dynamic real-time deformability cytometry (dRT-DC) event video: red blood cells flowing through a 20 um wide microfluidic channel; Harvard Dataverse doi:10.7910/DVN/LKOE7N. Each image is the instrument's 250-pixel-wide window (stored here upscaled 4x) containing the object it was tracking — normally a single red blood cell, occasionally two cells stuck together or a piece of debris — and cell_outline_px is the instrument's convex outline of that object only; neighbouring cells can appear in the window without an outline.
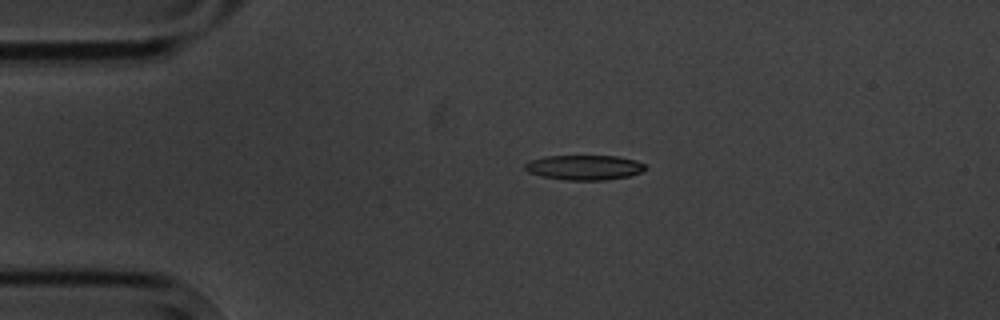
{"species": "common noctule bat (a hibernating species)", "species_latin": "Nyctalus noctula", "temperature_condition": "cold", "stored_images_in_passage": 2, "camera_frame_rate_fps": 3000, "um_per_image_px": 0.085, "animal": {"sex": "male", "body_mass_g": 20.1, "forearm_length_mm": 53.5}, "frame": {"image": 1, "passage_image": 1, "time_ms": 0.0, "image_size_px": [1000, 320], "cell_outline_px": [[648, 168], [640, 172], [628, 176], [604, 180], [564, 180], [540, 176], [528, 172], [524, 168], [524, 164], [528, 160], [544, 156], [616, 156], [636, 160], [648, 164]], "centroid_in_image_um": [49.66, 14.23], "position_along_channel_um": 35.3, "area_um2": 17.69}}